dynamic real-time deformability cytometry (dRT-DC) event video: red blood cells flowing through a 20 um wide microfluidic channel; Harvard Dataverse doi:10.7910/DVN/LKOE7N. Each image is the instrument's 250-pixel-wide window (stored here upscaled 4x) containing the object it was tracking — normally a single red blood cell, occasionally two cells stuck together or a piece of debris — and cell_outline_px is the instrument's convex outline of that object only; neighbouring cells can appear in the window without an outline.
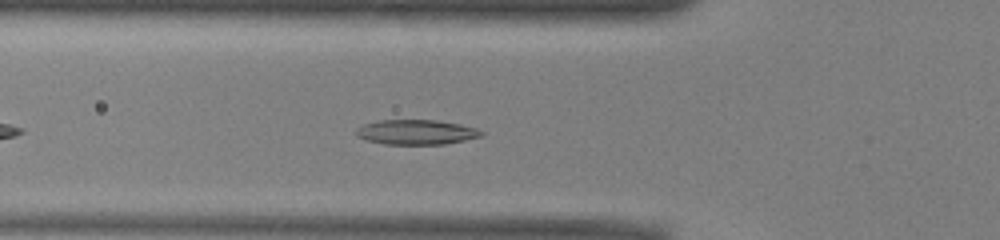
{"species": "common noctule bat (a hibernating species)", "species_latin": "Nyctalus noctula", "temperature_condition": "warm", "stored_images_in_passage": 35, "camera_frame_rate_fps": 3000, "um_per_image_px": 0.085, "animal": {"sex": "male", "body_mass_g": 13.0, "forearm_length_mm": 53.1}, "frame": {"image": 1, "passage_image": 8, "time_ms": 2.333, "image_size_px": [1000, 240], "cell_outline_px": [[484, 136], [444, 144], [384, 144], [368, 140], [356, 136], [356, 128], [364, 124], [380, 120], [436, 120], [460, 124], [476, 128], [484, 132]], "centroid_in_image_um": [35.4, 11.23], "position_along_channel_um": 90.4, "area_um2": 18.09}}
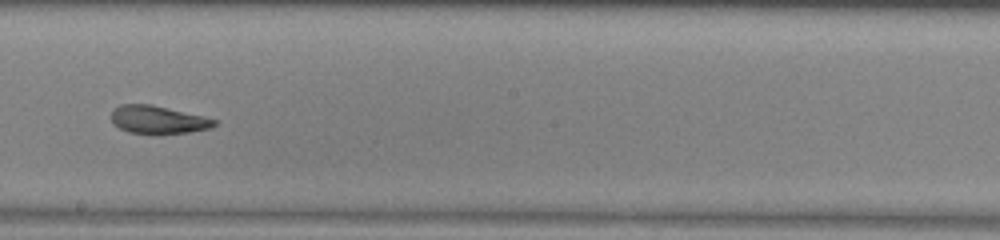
{"frame": {"image": 2, "passage_image": 19, "time_ms": 6.0, "image_size_px": [1000, 240], "cell_outline_px": [[216, 124], [212, 128], [188, 132], [160, 136], [156, 136], [128, 132], [112, 124], [112, 112], [120, 104], [152, 104], [204, 116], [216, 120]], "centroid_in_image_um": [13.44, 10.21], "position_along_channel_um": 234.8, "area_um2": 17.28}}
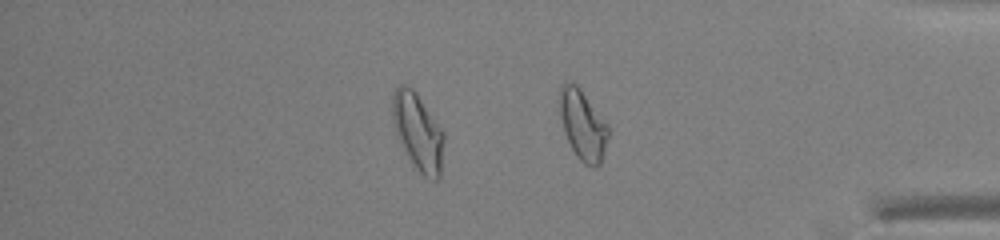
{"frame": {"image": 3, "passage_image": 32, "time_ms": 10.333, "image_size_px": [1000, 240], "cell_outline_px": [[444, 140], [440, 176], [436, 180], [432, 180], [424, 176], [416, 168], [408, 156], [396, 136], [392, 120], [392, 96], [396, 88], [400, 84], [404, 84], [412, 88], [416, 92], [444, 132]], "centroid_in_image_um": [35.51, 11.19], "position_along_channel_um": 399.7, "area_um2": 23.06}, "authors_computed_cell_mechanics": {"area_um2": 18.0914, "velocity_mm_per_s": 3.9377, "shape_relaxation_time_tau1_ms": 8.8984, "shape_relaxation_time_tau2_ms": 2.5139, "deformation_change_tau1": 0.2241, "deformation_change_tau2": 0.094}}